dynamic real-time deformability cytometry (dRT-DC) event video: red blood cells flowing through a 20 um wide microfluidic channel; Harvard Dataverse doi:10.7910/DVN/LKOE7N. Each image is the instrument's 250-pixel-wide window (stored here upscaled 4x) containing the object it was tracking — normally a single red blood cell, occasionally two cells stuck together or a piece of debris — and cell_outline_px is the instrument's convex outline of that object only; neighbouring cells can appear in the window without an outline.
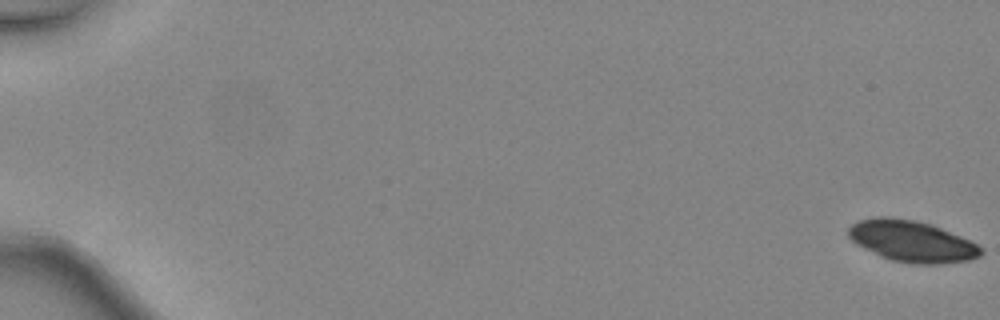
{"species": "common noctule bat (a hibernating species)", "species_latin": "Nyctalus noctula", "temperature_condition": "warm", "stored_images_in_passage": 6, "camera_frame_rate_fps": 3000, "um_per_image_px": 0.085, "animal": {"sex": "female", "body_mass_g": 24.6, "forearm_length_mm": 56.2}, "frame": {"image": 1, "passage_image": 1, "time_ms": 0.0, "image_size_px": [1000, 320], "cell_outline_px": [[984, 252], [980, 256], [968, 260], [940, 264], [912, 264], [892, 260], [880, 256], [856, 244], [848, 236], [848, 228], [852, 224], [860, 220], [872, 216], [888, 216], [916, 220], [932, 224], [960, 236], [976, 244]], "centroid_in_image_um": [77.48, 20.49], "position_along_channel_um": 7.5, "area_um2": 31.96}}